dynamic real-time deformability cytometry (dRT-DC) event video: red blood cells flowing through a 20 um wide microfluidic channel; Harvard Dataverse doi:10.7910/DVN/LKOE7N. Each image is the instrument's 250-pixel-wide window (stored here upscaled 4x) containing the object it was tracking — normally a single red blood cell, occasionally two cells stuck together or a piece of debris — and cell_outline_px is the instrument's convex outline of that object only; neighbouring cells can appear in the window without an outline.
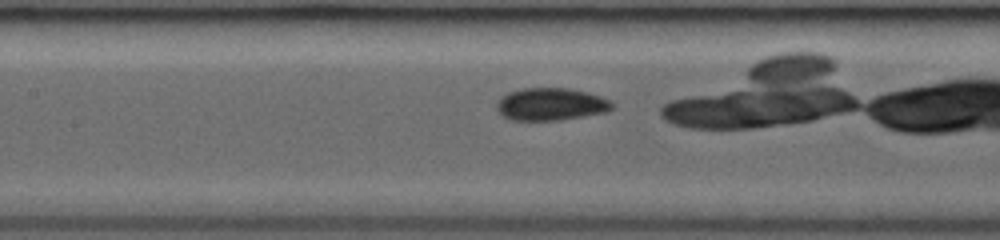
{"species": "common noctule bat (a hibernating species)", "species_latin": "Nyctalus noctula", "temperature_condition": "room temperature", "stored_images_in_passage": 16, "camera_frame_rate_fps": 3000, "um_per_image_px": 0.085, "animal": {"sex": "female", "body_mass_g": 19.0, "forearm_length_mm": 53.3}, "frame": {"image": 1, "passage_image": 14, "time_ms": 4.333, "image_size_px": [1000, 240], "cell_outline_px": [[612, 108], [608, 112], [560, 120], [512, 120], [504, 116], [496, 108], [496, 104], [508, 92], [524, 88], [568, 88], [600, 96], [608, 100], [612, 104]], "centroid_in_image_um": [46.83, 8.86], "position_along_channel_um": 160.6, "area_um2": 21.56}}